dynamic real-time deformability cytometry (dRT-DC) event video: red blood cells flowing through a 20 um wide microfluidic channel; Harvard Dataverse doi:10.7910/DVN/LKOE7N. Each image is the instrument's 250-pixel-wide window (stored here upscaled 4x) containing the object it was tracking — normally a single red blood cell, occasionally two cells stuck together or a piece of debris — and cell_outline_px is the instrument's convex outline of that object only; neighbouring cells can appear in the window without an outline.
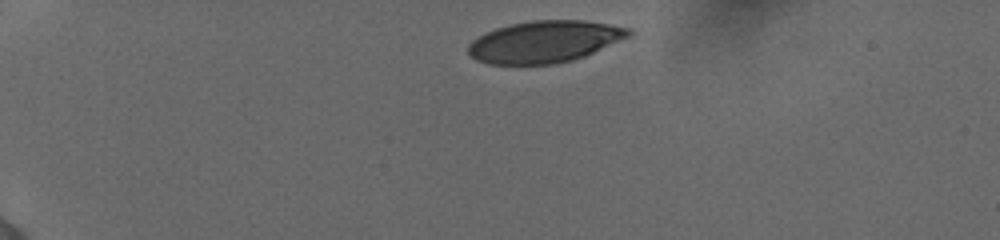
{"species": "human", "species_latin": "Homo sapiens", "temperature_condition": "cold", "stored_images_in_passage": 35, "camera_frame_rate_fps": 3000, "um_per_image_px": 0.085, "donor": {"sex": "female"}, "frame": {"image": 1, "passage_image": 1, "time_ms": 0.0, "image_size_px": [1000, 240], "cell_outline_px": [[632, 36], [584, 56], [572, 60], [556, 64], [488, 64], [476, 60], [468, 52], [468, 44], [476, 36], [484, 32], [496, 28], [512, 24], [532, 20], [584, 20], [608, 24], [628, 28], [632, 32]], "centroid_in_image_um": [46.27, 3.54], "position_along_channel_um": 38.7, "area_um2": 39.19}}
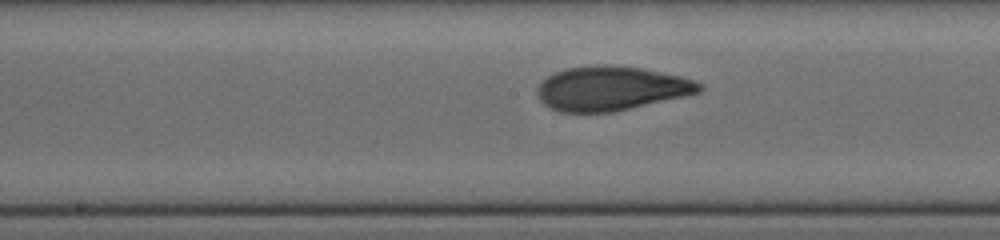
{"frame": {"image": 2, "passage_image": 19, "time_ms": 6.0, "image_size_px": [1000, 240], "cell_outline_px": [[704, 88], [700, 92], [684, 96], [616, 112], [560, 112], [544, 104], [536, 96], [536, 88], [548, 76], [556, 72], [568, 68], [592, 64], [612, 64], [640, 68], [680, 76], [704, 84]], "centroid_in_image_um": [51.94, 7.51], "position_along_channel_um": 196.3, "area_um2": 41.96}}
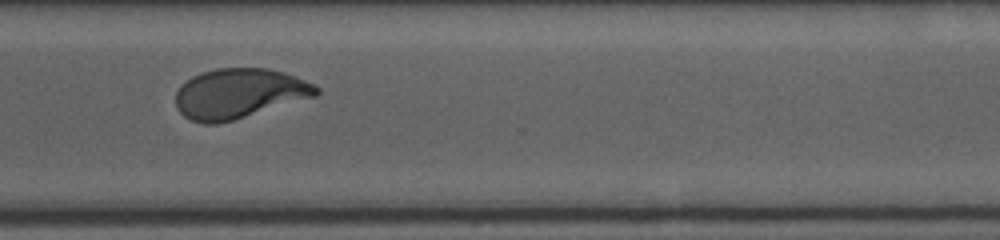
{"frame": {"image": 3, "passage_image": 34, "time_ms": 10.0, "image_size_px": [1000, 240], "cell_outline_px": [[320, 92], [316, 96], [232, 120], [216, 124], [204, 124], [192, 120], [184, 116], [176, 108], [176, 92], [180, 84], [192, 76], [216, 68], [268, 68], [284, 72], [316, 84], [320, 88]], "centroid_in_image_um": [20.32, 7.94], "position_along_channel_um": 350.3, "area_um2": 40.86}}